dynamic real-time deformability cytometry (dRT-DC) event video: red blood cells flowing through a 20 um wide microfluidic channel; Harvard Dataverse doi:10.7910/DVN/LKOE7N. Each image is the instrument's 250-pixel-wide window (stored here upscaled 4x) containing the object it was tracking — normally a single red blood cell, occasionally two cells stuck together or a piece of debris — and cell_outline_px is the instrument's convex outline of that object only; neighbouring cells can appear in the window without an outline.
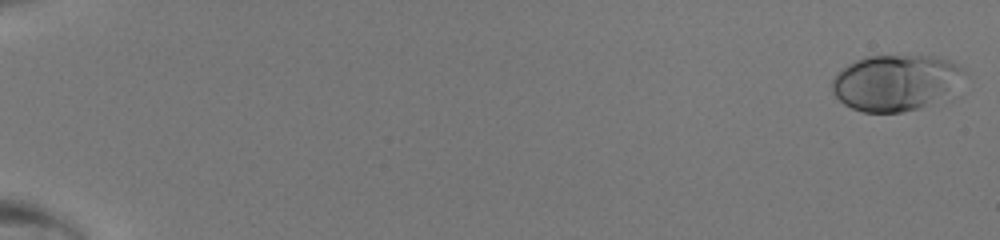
{"species": "human", "species_latin": "Homo sapiens", "temperature_condition": "room temperature", "stored_images_in_passage": 49, "camera_frame_rate_fps": 3000, "um_per_image_px": 0.085, "donor": {"sex": "male"}, "frame": {"image": 1, "passage_image": 1, "time_ms": 0.0, "image_size_px": [1000, 240], "cell_outline_px": [[968, 72], [960, 96], [952, 100], [904, 112], [864, 112], [852, 108], [844, 104], [832, 92], [832, 80], [836, 72], [848, 64], [856, 60], [868, 56], [940, 56], [964, 68]], "centroid_in_image_um": [76.34, 7.05], "position_along_channel_um": 8.7, "area_um2": 45.2}}
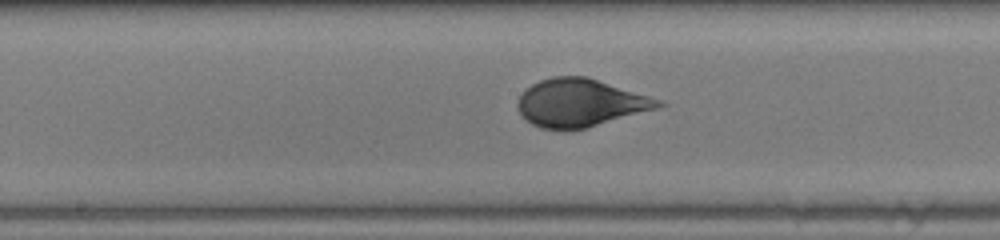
{"frame": {"image": 2, "passage_image": 28, "time_ms": 9.0, "image_size_px": [1000, 240], "cell_outline_px": [[668, 104], [656, 108], [584, 128], [540, 128], [532, 124], [520, 112], [516, 104], [520, 96], [532, 84], [540, 80], [552, 76], [588, 76], [660, 100]], "centroid_in_image_um": [49.31, 8.71], "position_along_channel_um": 198.9, "area_um2": 38.26}}
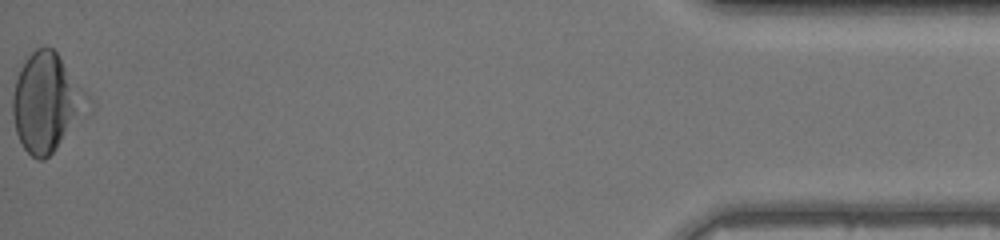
{"frame": {"image": 3, "passage_image": 49, "time_ms": 16.0, "image_size_px": [1000, 240], "cell_outline_px": [[88, 96], [56, 148], [44, 160], [36, 160], [24, 148], [16, 132], [12, 116], [12, 96], [16, 80], [20, 68], [24, 60], [36, 48], [44, 44], [52, 48], [56, 52]], "centroid_in_image_um": [3.81, 8.65], "position_along_channel_um": 431.4, "area_um2": 40.75}}